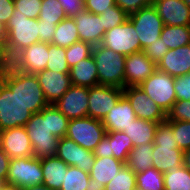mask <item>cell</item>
<instances>
[{"mask_svg": "<svg viewBox=\"0 0 190 190\" xmlns=\"http://www.w3.org/2000/svg\"><path fill=\"white\" fill-rule=\"evenodd\" d=\"M6 33L5 53L11 59L22 49L40 42L38 19L27 18L17 9L6 25Z\"/></svg>", "mask_w": 190, "mask_h": 190, "instance_id": "obj_1", "label": "cell"}, {"mask_svg": "<svg viewBox=\"0 0 190 190\" xmlns=\"http://www.w3.org/2000/svg\"><path fill=\"white\" fill-rule=\"evenodd\" d=\"M5 84L32 114L39 113L50 105L35 74L24 73L12 67Z\"/></svg>", "mask_w": 190, "mask_h": 190, "instance_id": "obj_2", "label": "cell"}, {"mask_svg": "<svg viewBox=\"0 0 190 190\" xmlns=\"http://www.w3.org/2000/svg\"><path fill=\"white\" fill-rule=\"evenodd\" d=\"M24 127L32 143L35 158L56 155L59 138L50 130L49 105L39 113L32 114Z\"/></svg>", "mask_w": 190, "mask_h": 190, "instance_id": "obj_3", "label": "cell"}, {"mask_svg": "<svg viewBox=\"0 0 190 190\" xmlns=\"http://www.w3.org/2000/svg\"><path fill=\"white\" fill-rule=\"evenodd\" d=\"M99 85L125 88V58L101 44L93 47Z\"/></svg>", "mask_w": 190, "mask_h": 190, "instance_id": "obj_4", "label": "cell"}, {"mask_svg": "<svg viewBox=\"0 0 190 190\" xmlns=\"http://www.w3.org/2000/svg\"><path fill=\"white\" fill-rule=\"evenodd\" d=\"M32 113L6 85L0 86V131L25 126Z\"/></svg>", "mask_w": 190, "mask_h": 190, "instance_id": "obj_5", "label": "cell"}, {"mask_svg": "<svg viewBox=\"0 0 190 190\" xmlns=\"http://www.w3.org/2000/svg\"><path fill=\"white\" fill-rule=\"evenodd\" d=\"M105 134L106 130L101 120L85 117L69 120L66 137L94 152Z\"/></svg>", "mask_w": 190, "mask_h": 190, "instance_id": "obj_6", "label": "cell"}, {"mask_svg": "<svg viewBox=\"0 0 190 190\" xmlns=\"http://www.w3.org/2000/svg\"><path fill=\"white\" fill-rule=\"evenodd\" d=\"M174 82L175 77L157 69L139 87L167 114L176 101Z\"/></svg>", "mask_w": 190, "mask_h": 190, "instance_id": "obj_7", "label": "cell"}, {"mask_svg": "<svg viewBox=\"0 0 190 190\" xmlns=\"http://www.w3.org/2000/svg\"><path fill=\"white\" fill-rule=\"evenodd\" d=\"M41 158L21 157L10 159L6 183L17 185L22 189L43 183Z\"/></svg>", "mask_w": 190, "mask_h": 190, "instance_id": "obj_8", "label": "cell"}, {"mask_svg": "<svg viewBox=\"0 0 190 190\" xmlns=\"http://www.w3.org/2000/svg\"><path fill=\"white\" fill-rule=\"evenodd\" d=\"M128 19L137 32L142 50L160 38L164 23L153 5L128 15Z\"/></svg>", "mask_w": 190, "mask_h": 190, "instance_id": "obj_9", "label": "cell"}, {"mask_svg": "<svg viewBox=\"0 0 190 190\" xmlns=\"http://www.w3.org/2000/svg\"><path fill=\"white\" fill-rule=\"evenodd\" d=\"M101 45L124 56L142 51L137 32L129 19L105 32Z\"/></svg>", "mask_w": 190, "mask_h": 190, "instance_id": "obj_10", "label": "cell"}, {"mask_svg": "<svg viewBox=\"0 0 190 190\" xmlns=\"http://www.w3.org/2000/svg\"><path fill=\"white\" fill-rule=\"evenodd\" d=\"M48 61L49 43L36 42L12 58V67L24 73L36 74L46 69Z\"/></svg>", "mask_w": 190, "mask_h": 190, "instance_id": "obj_11", "label": "cell"}, {"mask_svg": "<svg viewBox=\"0 0 190 190\" xmlns=\"http://www.w3.org/2000/svg\"><path fill=\"white\" fill-rule=\"evenodd\" d=\"M123 96L129 101L137 118L163 122L167 114L139 86L123 88Z\"/></svg>", "mask_w": 190, "mask_h": 190, "instance_id": "obj_12", "label": "cell"}, {"mask_svg": "<svg viewBox=\"0 0 190 190\" xmlns=\"http://www.w3.org/2000/svg\"><path fill=\"white\" fill-rule=\"evenodd\" d=\"M123 96V89L113 86L98 85L89 87L88 117L103 120Z\"/></svg>", "mask_w": 190, "mask_h": 190, "instance_id": "obj_13", "label": "cell"}, {"mask_svg": "<svg viewBox=\"0 0 190 190\" xmlns=\"http://www.w3.org/2000/svg\"><path fill=\"white\" fill-rule=\"evenodd\" d=\"M89 87L71 85L54 105L70 120L88 117Z\"/></svg>", "mask_w": 190, "mask_h": 190, "instance_id": "obj_14", "label": "cell"}, {"mask_svg": "<svg viewBox=\"0 0 190 190\" xmlns=\"http://www.w3.org/2000/svg\"><path fill=\"white\" fill-rule=\"evenodd\" d=\"M0 147L10 159L33 156L32 143L23 126L0 131Z\"/></svg>", "mask_w": 190, "mask_h": 190, "instance_id": "obj_15", "label": "cell"}, {"mask_svg": "<svg viewBox=\"0 0 190 190\" xmlns=\"http://www.w3.org/2000/svg\"><path fill=\"white\" fill-rule=\"evenodd\" d=\"M56 156L68 166H75L86 172L91 171L95 162L94 152L86 150L67 137L59 138Z\"/></svg>", "mask_w": 190, "mask_h": 190, "instance_id": "obj_16", "label": "cell"}, {"mask_svg": "<svg viewBox=\"0 0 190 190\" xmlns=\"http://www.w3.org/2000/svg\"><path fill=\"white\" fill-rule=\"evenodd\" d=\"M133 144L131 138L121 131L106 132L94 150L95 157H115L126 163Z\"/></svg>", "mask_w": 190, "mask_h": 190, "instance_id": "obj_17", "label": "cell"}, {"mask_svg": "<svg viewBox=\"0 0 190 190\" xmlns=\"http://www.w3.org/2000/svg\"><path fill=\"white\" fill-rule=\"evenodd\" d=\"M157 70V64L142 51L134 52L125 58V88L139 86Z\"/></svg>", "mask_w": 190, "mask_h": 190, "instance_id": "obj_18", "label": "cell"}, {"mask_svg": "<svg viewBox=\"0 0 190 190\" xmlns=\"http://www.w3.org/2000/svg\"><path fill=\"white\" fill-rule=\"evenodd\" d=\"M153 7L167 26H190V7L183 0H153Z\"/></svg>", "mask_w": 190, "mask_h": 190, "instance_id": "obj_19", "label": "cell"}, {"mask_svg": "<svg viewBox=\"0 0 190 190\" xmlns=\"http://www.w3.org/2000/svg\"><path fill=\"white\" fill-rule=\"evenodd\" d=\"M49 104L57 102L70 88L69 73L43 70L35 74Z\"/></svg>", "mask_w": 190, "mask_h": 190, "instance_id": "obj_20", "label": "cell"}, {"mask_svg": "<svg viewBox=\"0 0 190 190\" xmlns=\"http://www.w3.org/2000/svg\"><path fill=\"white\" fill-rule=\"evenodd\" d=\"M80 41L88 42L93 46L102 42L105 34L102 23V14L97 15L89 11L83 10L73 17Z\"/></svg>", "mask_w": 190, "mask_h": 190, "instance_id": "obj_21", "label": "cell"}, {"mask_svg": "<svg viewBox=\"0 0 190 190\" xmlns=\"http://www.w3.org/2000/svg\"><path fill=\"white\" fill-rule=\"evenodd\" d=\"M157 69L172 77L190 73V44L168 50L157 64Z\"/></svg>", "mask_w": 190, "mask_h": 190, "instance_id": "obj_22", "label": "cell"}, {"mask_svg": "<svg viewBox=\"0 0 190 190\" xmlns=\"http://www.w3.org/2000/svg\"><path fill=\"white\" fill-rule=\"evenodd\" d=\"M136 118L137 116L129 101L122 96L109 113L106 114L102 123L106 132H124L125 128H128Z\"/></svg>", "mask_w": 190, "mask_h": 190, "instance_id": "obj_23", "label": "cell"}, {"mask_svg": "<svg viewBox=\"0 0 190 190\" xmlns=\"http://www.w3.org/2000/svg\"><path fill=\"white\" fill-rule=\"evenodd\" d=\"M41 167L43 170L42 184L52 190H60L68 165L55 155L41 158Z\"/></svg>", "mask_w": 190, "mask_h": 190, "instance_id": "obj_24", "label": "cell"}, {"mask_svg": "<svg viewBox=\"0 0 190 190\" xmlns=\"http://www.w3.org/2000/svg\"><path fill=\"white\" fill-rule=\"evenodd\" d=\"M70 80L72 85L94 87L99 85L96 62L91 55L70 68Z\"/></svg>", "mask_w": 190, "mask_h": 190, "instance_id": "obj_25", "label": "cell"}, {"mask_svg": "<svg viewBox=\"0 0 190 190\" xmlns=\"http://www.w3.org/2000/svg\"><path fill=\"white\" fill-rule=\"evenodd\" d=\"M152 157V167L162 173H165L171 167L179 168L183 165V151L173 149L172 146L153 144Z\"/></svg>", "mask_w": 190, "mask_h": 190, "instance_id": "obj_26", "label": "cell"}, {"mask_svg": "<svg viewBox=\"0 0 190 190\" xmlns=\"http://www.w3.org/2000/svg\"><path fill=\"white\" fill-rule=\"evenodd\" d=\"M125 163L113 157H95L94 165L89 172L90 178L106 186L120 171Z\"/></svg>", "mask_w": 190, "mask_h": 190, "instance_id": "obj_27", "label": "cell"}, {"mask_svg": "<svg viewBox=\"0 0 190 190\" xmlns=\"http://www.w3.org/2000/svg\"><path fill=\"white\" fill-rule=\"evenodd\" d=\"M157 126V122L136 118L124 132L131 138L133 147L153 144Z\"/></svg>", "mask_w": 190, "mask_h": 190, "instance_id": "obj_28", "label": "cell"}, {"mask_svg": "<svg viewBox=\"0 0 190 190\" xmlns=\"http://www.w3.org/2000/svg\"><path fill=\"white\" fill-rule=\"evenodd\" d=\"M153 144H142L133 147L129 152L125 165L135 173L145 171L153 165Z\"/></svg>", "mask_w": 190, "mask_h": 190, "instance_id": "obj_29", "label": "cell"}, {"mask_svg": "<svg viewBox=\"0 0 190 190\" xmlns=\"http://www.w3.org/2000/svg\"><path fill=\"white\" fill-rule=\"evenodd\" d=\"M78 41L79 34L72 17H66L56 25L51 44L67 48Z\"/></svg>", "mask_w": 190, "mask_h": 190, "instance_id": "obj_30", "label": "cell"}, {"mask_svg": "<svg viewBox=\"0 0 190 190\" xmlns=\"http://www.w3.org/2000/svg\"><path fill=\"white\" fill-rule=\"evenodd\" d=\"M160 39L169 50L190 44V26L164 25Z\"/></svg>", "mask_w": 190, "mask_h": 190, "instance_id": "obj_31", "label": "cell"}, {"mask_svg": "<svg viewBox=\"0 0 190 190\" xmlns=\"http://www.w3.org/2000/svg\"><path fill=\"white\" fill-rule=\"evenodd\" d=\"M164 176V190H190V170L184 165L167 169Z\"/></svg>", "mask_w": 190, "mask_h": 190, "instance_id": "obj_32", "label": "cell"}, {"mask_svg": "<svg viewBox=\"0 0 190 190\" xmlns=\"http://www.w3.org/2000/svg\"><path fill=\"white\" fill-rule=\"evenodd\" d=\"M136 186L138 190H164L163 173L153 167L136 173Z\"/></svg>", "mask_w": 190, "mask_h": 190, "instance_id": "obj_33", "label": "cell"}, {"mask_svg": "<svg viewBox=\"0 0 190 190\" xmlns=\"http://www.w3.org/2000/svg\"><path fill=\"white\" fill-rule=\"evenodd\" d=\"M90 180L89 172L75 166H68L60 190H85Z\"/></svg>", "mask_w": 190, "mask_h": 190, "instance_id": "obj_34", "label": "cell"}, {"mask_svg": "<svg viewBox=\"0 0 190 190\" xmlns=\"http://www.w3.org/2000/svg\"><path fill=\"white\" fill-rule=\"evenodd\" d=\"M136 173L124 165L104 190H136Z\"/></svg>", "mask_w": 190, "mask_h": 190, "instance_id": "obj_35", "label": "cell"}, {"mask_svg": "<svg viewBox=\"0 0 190 190\" xmlns=\"http://www.w3.org/2000/svg\"><path fill=\"white\" fill-rule=\"evenodd\" d=\"M64 18H66V15L58 0H42L38 19L51 23L52 25H57Z\"/></svg>", "mask_w": 190, "mask_h": 190, "instance_id": "obj_36", "label": "cell"}, {"mask_svg": "<svg viewBox=\"0 0 190 190\" xmlns=\"http://www.w3.org/2000/svg\"><path fill=\"white\" fill-rule=\"evenodd\" d=\"M46 70L57 73H70V67L66 60V48L49 44V61L46 64Z\"/></svg>", "mask_w": 190, "mask_h": 190, "instance_id": "obj_37", "label": "cell"}, {"mask_svg": "<svg viewBox=\"0 0 190 190\" xmlns=\"http://www.w3.org/2000/svg\"><path fill=\"white\" fill-rule=\"evenodd\" d=\"M93 45L88 42L78 41L66 48V60L71 68L81 60L92 55Z\"/></svg>", "mask_w": 190, "mask_h": 190, "instance_id": "obj_38", "label": "cell"}, {"mask_svg": "<svg viewBox=\"0 0 190 190\" xmlns=\"http://www.w3.org/2000/svg\"><path fill=\"white\" fill-rule=\"evenodd\" d=\"M69 119L54 105H49V125L52 134L58 138L66 137Z\"/></svg>", "mask_w": 190, "mask_h": 190, "instance_id": "obj_39", "label": "cell"}, {"mask_svg": "<svg viewBox=\"0 0 190 190\" xmlns=\"http://www.w3.org/2000/svg\"><path fill=\"white\" fill-rule=\"evenodd\" d=\"M174 139L175 135L172 128V121L166 119L165 121L158 123L153 144L159 146H172L173 149H179L178 144Z\"/></svg>", "mask_w": 190, "mask_h": 190, "instance_id": "obj_40", "label": "cell"}, {"mask_svg": "<svg viewBox=\"0 0 190 190\" xmlns=\"http://www.w3.org/2000/svg\"><path fill=\"white\" fill-rule=\"evenodd\" d=\"M175 141L183 152L190 148V122L172 121Z\"/></svg>", "mask_w": 190, "mask_h": 190, "instance_id": "obj_41", "label": "cell"}, {"mask_svg": "<svg viewBox=\"0 0 190 190\" xmlns=\"http://www.w3.org/2000/svg\"><path fill=\"white\" fill-rule=\"evenodd\" d=\"M127 19L128 15L117 5L111 7V10H106L102 13L104 31L107 32L109 29L123 24Z\"/></svg>", "mask_w": 190, "mask_h": 190, "instance_id": "obj_42", "label": "cell"}, {"mask_svg": "<svg viewBox=\"0 0 190 190\" xmlns=\"http://www.w3.org/2000/svg\"><path fill=\"white\" fill-rule=\"evenodd\" d=\"M167 120L190 122V100H176L167 113Z\"/></svg>", "mask_w": 190, "mask_h": 190, "instance_id": "obj_43", "label": "cell"}, {"mask_svg": "<svg viewBox=\"0 0 190 190\" xmlns=\"http://www.w3.org/2000/svg\"><path fill=\"white\" fill-rule=\"evenodd\" d=\"M15 9L19 10L27 18L38 19L42 0H13Z\"/></svg>", "mask_w": 190, "mask_h": 190, "instance_id": "obj_44", "label": "cell"}, {"mask_svg": "<svg viewBox=\"0 0 190 190\" xmlns=\"http://www.w3.org/2000/svg\"><path fill=\"white\" fill-rule=\"evenodd\" d=\"M165 43L159 38L151 45L147 46L143 52L154 63L158 64L162 57L168 52Z\"/></svg>", "mask_w": 190, "mask_h": 190, "instance_id": "obj_45", "label": "cell"}, {"mask_svg": "<svg viewBox=\"0 0 190 190\" xmlns=\"http://www.w3.org/2000/svg\"><path fill=\"white\" fill-rule=\"evenodd\" d=\"M176 100H190V73L175 77Z\"/></svg>", "mask_w": 190, "mask_h": 190, "instance_id": "obj_46", "label": "cell"}, {"mask_svg": "<svg viewBox=\"0 0 190 190\" xmlns=\"http://www.w3.org/2000/svg\"><path fill=\"white\" fill-rule=\"evenodd\" d=\"M116 5L127 15L137 12L141 8L152 5L153 0H115Z\"/></svg>", "mask_w": 190, "mask_h": 190, "instance_id": "obj_47", "label": "cell"}, {"mask_svg": "<svg viewBox=\"0 0 190 190\" xmlns=\"http://www.w3.org/2000/svg\"><path fill=\"white\" fill-rule=\"evenodd\" d=\"M85 10L93 14L101 15L106 10L116 5L115 0H85Z\"/></svg>", "mask_w": 190, "mask_h": 190, "instance_id": "obj_48", "label": "cell"}, {"mask_svg": "<svg viewBox=\"0 0 190 190\" xmlns=\"http://www.w3.org/2000/svg\"><path fill=\"white\" fill-rule=\"evenodd\" d=\"M64 10L66 17H74L85 10V0H58Z\"/></svg>", "mask_w": 190, "mask_h": 190, "instance_id": "obj_49", "label": "cell"}, {"mask_svg": "<svg viewBox=\"0 0 190 190\" xmlns=\"http://www.w3.org/2000/svg\"><path fill=\"white\" fill-rule=\"evenodd\" d=\"M38 27L40 30V42L51 43L53 35L55 34L56 25L38 19Z\"/></svg>", "mask_w": 190, "mask_h": 190, "instance_id": "obj_50", "label": "cell"}, {"mask_svg": "<svg viewBox=\"0 0 190 190\" xmlns=\"http://www.w3.org/2000/svg\"><path fill=\"white\" fill-rule=\"evenodd\" d=\"M14 9L13 0H0V23L6 26L13 15Z\"/></svg>", "mask_w": 190, "mask_h": 190, "instance_id": "obj_51", "label": "cell"}, {"mask_svg": "<svg viewBox=\"0 0 190 190\" xmlns=\"http://www.w3.org/2000/svg\"><path fill=\"white\" fill-rule=\"evenodd\" d=\"M11 68L12 59L6 53L0 52V86L6 83Z\"/></svg>", "mask_w": 190, "mask_h": 190, "instance_id": "obj_52", "label": "cell"}, {"mask_svg": "<svg viewBox=\"0 0 190 190\" xmlns=\"http://www.w3.org/2000/svg\"><path fill=\"white\" fill-rule=\"evenodd\" d=\"M10 157L0 147V182L6 183V178L9 170Z\"/></svg>", "mask_w": 190, "mask_h": 190, "instance_id": "obj_53", "label": "cell"}, {"mask_svg": "<svg viewBox=\"0 0 190 190\" xmlns=\"http://www.w3.org/2000/svg\"><path fill=\"white\" fill-rule=\"evenodd\" d=\"M6 41H7L6 26L0 23V52L5 53Z\"/></svg>", "mask_w": 190, "mask_h": 190, "instance_id": "obj_54", "label": "cell"}, {"mask_svg": "<svg viewBox=\"0 0 190 190\" xmlns=\"http://www.w3.org/2000/svg\"><path fill=\"white\" fill-rule=\"evenodd\" d=\"M104 188H105L104 184L102 183L99 184L97 180L90 178L85 190H104Z\"/></svg>", "mask_w": 190, "mask_h": 190, "instance_id": "obj_55", "label": "cell"}, {"mask_svg": "<svg viewBox=\"0 0 190 190\" xmlns=\"http://www.w3.org/2000/svg\"><path fill=\"white\" fill-rule=\"evenodd\" d=\"M183 165L190 170V148L183 152Z\"/></svg>", "mask_w": 190, "mask_h": 190, "instance_id": "obj_56", "label": "cell"}, {"mask_svg": "<svg viewBox=\"0 0 190 190\" xmlns=\"http://www.w3.org/2000/svg\"><path fill=\"white\" fill-rule=\"evenodd\" d=\"M0 190H23L21 187H18L17 185L3 183Z\"/></svg>", "mask_w": 190, "mask_h": 190, "instance_id": "obj_57", "label": "cell"}, {"mask_svg": "<svg viewBox=\"0 0 190 190\" xmlns=\"http://www.w3.org/2000/svg\"><path fill=\"white\" fill-rule=\"evenodd\" d=\"M23 190H52L51 188L45 186L44 184L31 186V187H25Z\"/></svg>", "mask_w": 190, "mask_h": 190, "instance_id": "obj_58", "label": "cell"}, {"mask_svg": "<svg viewBox=\"0 0 190 190\" xmlns=\"http://www.w3.org/2000/svg\"><path fill=\"white\" fill-rule=\"evenodd\" d=\"M190 7V0H183Z\"/></svg>", "mask_w": 190, "mask_h": 190, "instance_id": "obj_59", "label": "cell"}]
</instances>
